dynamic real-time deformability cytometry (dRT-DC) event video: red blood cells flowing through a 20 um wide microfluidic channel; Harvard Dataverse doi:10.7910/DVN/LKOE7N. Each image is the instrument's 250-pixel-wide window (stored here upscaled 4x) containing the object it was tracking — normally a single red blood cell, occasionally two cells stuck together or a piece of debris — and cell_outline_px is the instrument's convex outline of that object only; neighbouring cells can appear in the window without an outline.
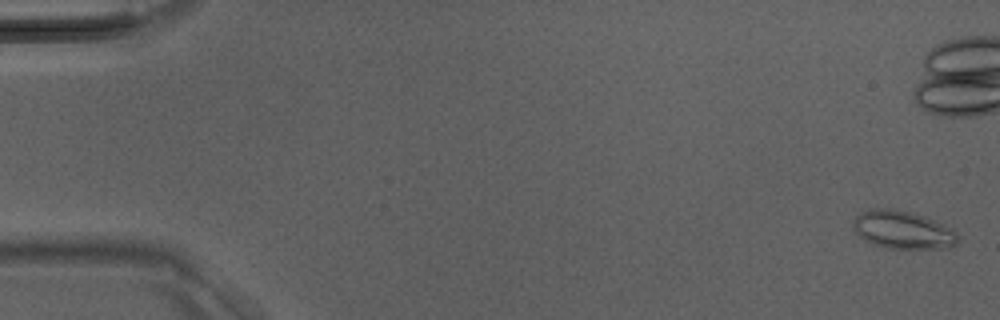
{"species": "Egyptian fruit bat (a non-hibernating species)", "species_latin": "Rousettus aegyptiacus", "temperature_condition": "room temperature", "stored_images_in_passage": 31, "camera_frame_rate_fps": 3000, "um_per_image_px": 0.085, "animal": {"sex": "male"}, "frame": {"image": 1, "passage_image": 1, "time_ms": 0.0, "image_size_px": [1000, 320], "cell_outline_px": [[960, 240], [956, 244], [948, 248], [888, 248], [872, 244], [864, 240], [852, 228], [852, 220], [860, 212], [868, 208], [896, 208], [912, 212], [924, 216], [944, 224], [956, 232], [960, 236]], "centroid_in_image_um": [76.72, 19.52], "position_along_channel_um": 8.3, "area_um2": 23.58}}
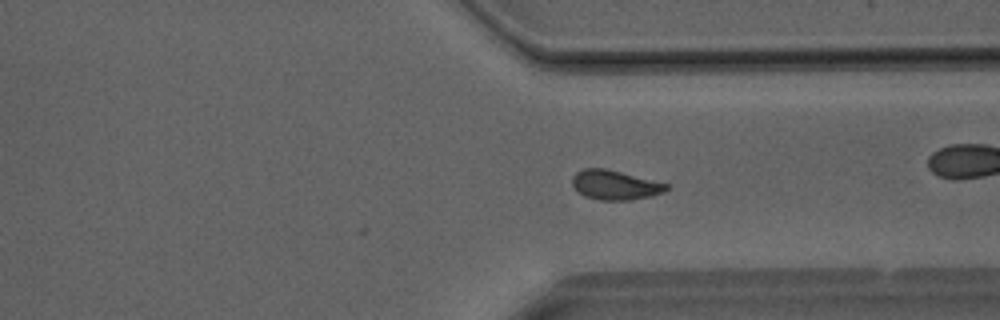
{"frame": {"image": 2, "passage_image": 31, "time_ms": 10.0, "image_size_px": [1000, 320], "cell_outline_px": [[668, 188], [664, 192], [652, 196], [628, 200], [600, 200], [584, 196], [576, 192], [572, 184], [572, 176], [576, 172], [584, 168], [604, 168], [668, 184]], "centroid_in_image_um": [52.22, 15.73], "position_along_channel_um": 359.2, "area_um2": 16.13}}